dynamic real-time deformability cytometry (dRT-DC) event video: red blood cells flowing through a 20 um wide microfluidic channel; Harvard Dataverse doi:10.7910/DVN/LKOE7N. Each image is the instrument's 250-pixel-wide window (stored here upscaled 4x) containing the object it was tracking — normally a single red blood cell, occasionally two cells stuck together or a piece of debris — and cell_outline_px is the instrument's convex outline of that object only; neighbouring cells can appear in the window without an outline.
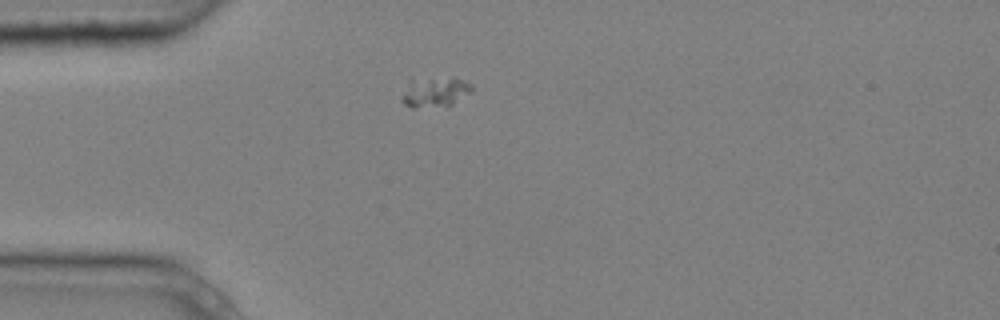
{"species": "common noctule bat (a hibernating species)", "species_latin": "Nyctalus noctula", "temperature_condition": "cold", "stored_images_in_passage": 1, "camera_frame_rate_fps": 3000, "um_per_image_px": 0.085, "animal": {"sex": "male", "body_mass_g": 20.4}, "frame": {"image": 1, "passage_image": 1, "time_ms": 0.0, "image_size_px": [1000, 320], "cell_outline_px": [[472, 88], [468, 92], [448, 108], [412, 108], [404, 104], [400, 100], [412, 80], [460, 80], [472, 84]], "centroid_in_image_um": [36.95, 7.94], "position_along_channel_um": 48.1, "area_um2": 11.56}}